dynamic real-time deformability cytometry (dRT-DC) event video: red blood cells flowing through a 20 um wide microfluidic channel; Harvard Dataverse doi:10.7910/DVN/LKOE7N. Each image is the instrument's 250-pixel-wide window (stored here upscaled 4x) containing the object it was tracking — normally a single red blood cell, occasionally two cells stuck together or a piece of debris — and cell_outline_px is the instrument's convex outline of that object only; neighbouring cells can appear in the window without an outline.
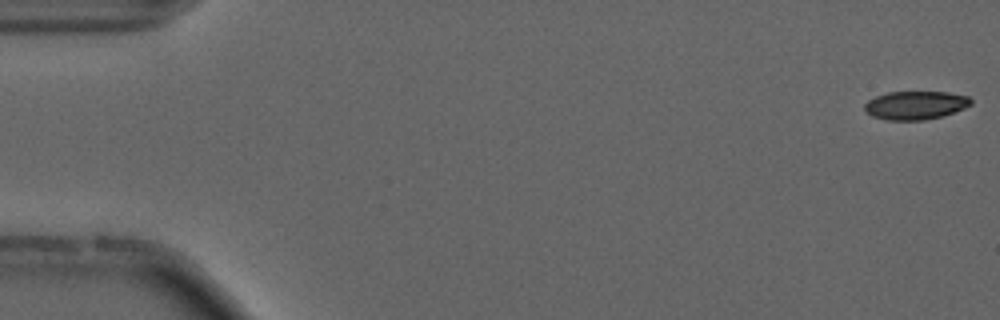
{"species": "common noctule bat (a hibernating species)", "species_latin": "Nyctalus noctula", "temperature_condition": "cold", "stored_images_in_passage": 55, "camera_frame_rate_fps": 3000, "um_per_image_px": 0.085, "animal": {"sex": "male", "forearm_length_mm": 52.5}, "frame": {"image": 1, "passage_image": 1, "time_ms": 0.0, "image_size_px": [1000, 320], "cell_outline_px": [[972, 104], [964, 108], [944, 116], [924, 120], [884, 120], [872, 116], [864, 108], [864, 104], [868, 100], [876, 96], [888, 92], [948, 92], [968, 96], [972, 100]], "centroid_in_image_um": [77.82, 8.95], "position_along_channel_um": 7.2, "area_um2": 17.69}}
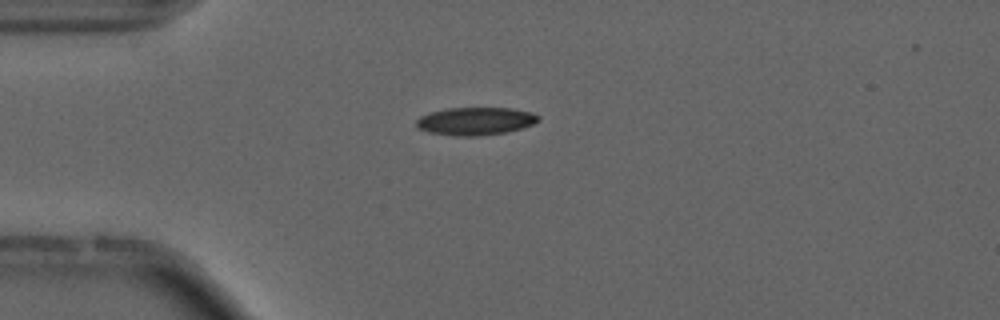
{"frame": {"image": 2, "passage_image": 14, "time_ms": 4.333, "image_size_px": [1000, 320], "cell_outline_px": [[540, 120], [524, 128], [504, 132], [476, 136], [452, 136], [428, 132], [416, 128], [416, 120], [420, 116], [444, 108], [512, 108], [532, 112], [540, 116]], "centroid_in_image_um": [40.4, 10.3], "position_along_channel_um": 44.6, "area_um2": 19.94}}
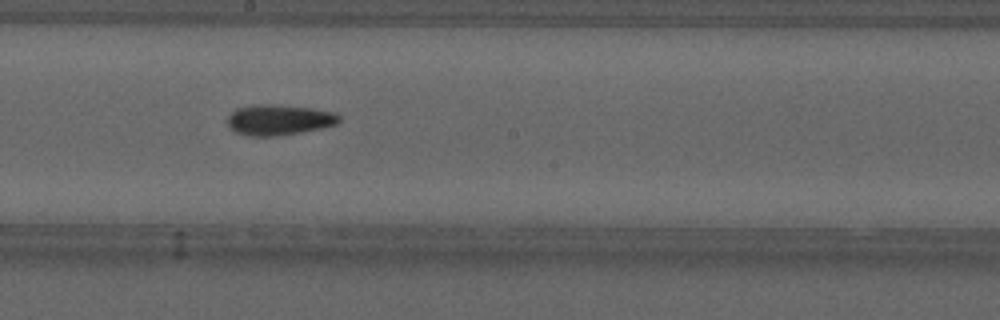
{"frame": {"image": 3, "passage_image": 30, "time_ms": 9.667, "image_size_px": [1000, 320], "cell_outline_px": [[340, 120], [336, 124], [320, 128], [300, 132], [276, 136], [248, 136], [236, 132], [228, 124], [228, 116], [236, 108], [260, 104], [272, 104], [312, 108], [332, 112], [340, 116]], "centroid_in_image_um": [23.7, 10.18], "position_along_channel_um": 224.5, "area_um2": 19.65}, "authors_computed_cell_mechanics": {"area_um2": 18.9006, "velocity_mm_per_s": 3.731, "shape_relaxation_time_tau1_ms": 5.5709, "shape_relaxation_time_tau2_ms": 6.6364, "deformation_change_tau1": 0.1557, "deformation_change_tau2": 0.1557}}